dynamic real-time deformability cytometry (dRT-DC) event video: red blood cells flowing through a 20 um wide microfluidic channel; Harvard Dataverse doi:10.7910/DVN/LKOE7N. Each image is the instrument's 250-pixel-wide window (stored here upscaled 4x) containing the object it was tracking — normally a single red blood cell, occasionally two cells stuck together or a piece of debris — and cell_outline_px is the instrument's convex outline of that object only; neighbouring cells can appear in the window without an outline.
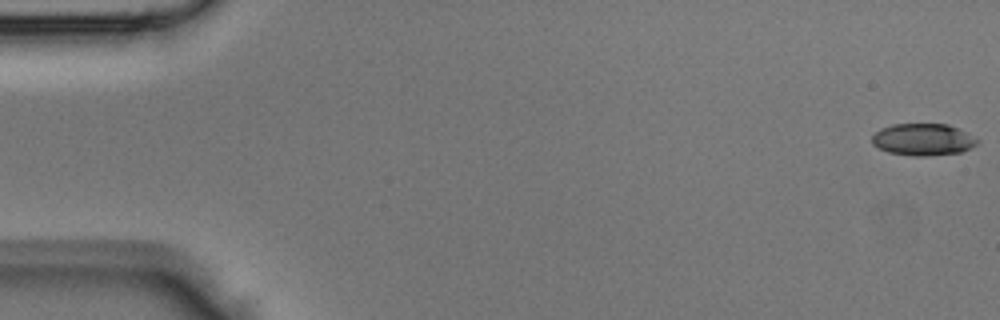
{"species": "Egyptian fruit bat (a non-hibernating species)", "species_latin": "Rousettus aegyptiacus", "temperature_condition": "room temperature", "stored_images_in_passage": 25, "camera_frame_rate_fps": 3000, "um_per_image_px": 0.085, "animal": {"sex": "male"}, "frame": {"image": 1, "passage_image": 1, "time_ms": 0.0, "image_size_px": [1000, 320], "cell_outline_px": [[980, 140], [976, 144], [960, 152], [924, 156], [912, 156], [888, 152], [872, 144], [872, 136], [880, 128], [892, 124], [948, 124]], "centroid_in_image_um": [78.41, 11.86], "position_along_channel_um": 6.6, "area_um2": 19.36}}
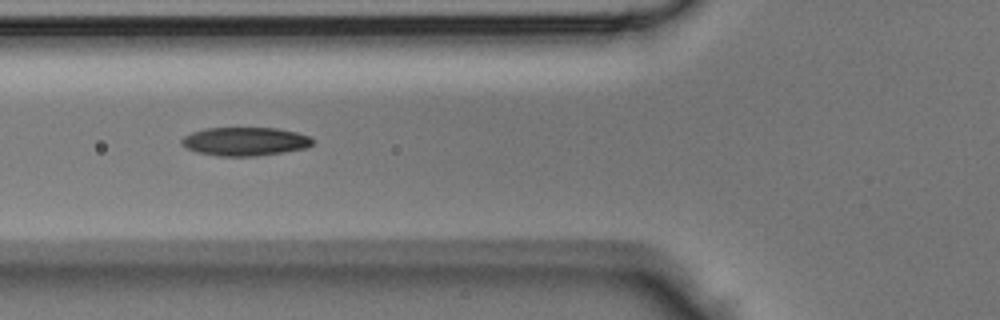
{"frame": {"image": 2, "passage_image": 17, "time_ms": 5.333, "image_size_px": [1000, 320], "cell_outline_px": [[312, 144], [308, 148], [256, 156], [220, 156], [196, 152], [180, 144], [180, 140], [184, 136], [192, 132], [204, 128], [276, 128], [296, 132], [312, 136]], "centroid_in_image_um": [20.82, 12.02], "position_along_channel_um": 105.0, "area_um2": 21.85}}
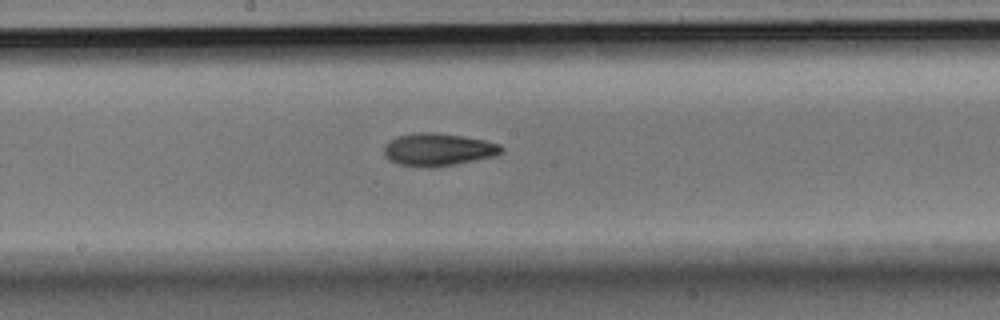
{"frame": {"image": 3, "passage_image": 24, "time_ms": 7.667, "image_size_px": [1000, 320], "cell_outline_px": [[504, 148], [496, 156], [456, 164], [432, 168], [424, 168], [400, 164], [388, 160], [384, 156], [384, 144], [396, 136], [416, 132], [436, 132], [484, 140], [500, 144]], "centroid_in_image_um": [37.2, 12.72], "position_along_channel_um": 211.0, "area_um2": 22.54}}